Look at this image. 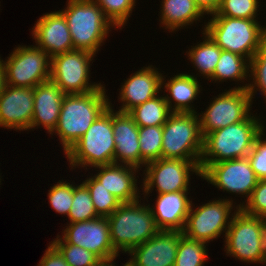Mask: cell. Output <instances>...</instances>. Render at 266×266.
Returning <instances> with one entry per match:
<instances>
[{
    "instance_id": "1",
    "label": "cell",
    "mask_w": 266,
    "mask_h": 266,
    "mask_svg": "<svg viewBox=\"0 0 266 266\" xmlns=\"http://www.w3.org/2000/svg\"><path fill=\"white\" fill-rule=\"evenodd\" d=\"M110 107L105 87L86 94L65 95L56 128L64 153L86 133L92 123Z\"/></svg>"
},
{
    "instance_id": "2",
    "label": "cell",
    "mask_w": 266,
    "mask_h": 266,
    "mask_svg": "<svg viewBox=\"0 0 266 266\" xmlns=\"http://www.w3.org/2000/svg\"><path fill=\"white\" fill-rule=\"evenodd\" d=\"M265 130L260 119L250 116L213 132L203 138V152L199 163L202 171L208 164L246 158L256 137Z\"/></svg>"
},
{
    "instance_id": "3",
    "label": "cell",
    "mask_w": 266,
    "mask_h": 266,
    "mask_svg": "<svg viewBox=\"0 0 266 266\" xmlns=\"http://www.w3.org/2000/svg\"><path fill=\"white\" fill-rule=\"evenodd\" d=\"M135 201L122 203L109 217L110 240L113 248L129 253L160 230L156 226L150 205Z\"/></svg>"
},
{
    "instance_id": "4",
    "label": "cell",
    "mask_w": 266,
    "mask_h": 266,
    "mask_svg": "<svg viewBox=\"0 0 266 266\" xmlns=\"http://www.w3.org/2000/svg\"><path fill=\"white\" fill-rule=\"evenodd\" d=\"M60 12L66 18L77 50L96 54L114 26L94 0H68L66 9Z\"/></svg>"
},
{
    "instance_id": "5",
    "label": "cell",
    "mask_w": 266,
    "mask_h": 266,
    "mask_svg": "<svg viewBox=\"0 0 266 266\" xmlns=\"http://www.w3.org/2000/svg\"><path fill=\"white\" fill-rule=\"evenodd\" d=\"M115 142L112 107L106 109L86 133L69 149L66 157L73 167H96L114 163Z\"/></svg>"
},
{
    "instance_id": "6",
    "label": "cell",
    "mask_w": 266,
    "mask_h": 266,
    "mask_svg": "<svg viewBox=\"0 0 266 266\" xmlns=\"http://www.w3.org/2000/svg\"><path fill=\"white\" fill-rule=\"evenodd\" d=\"M161 158L200 161L203 136L197 113L172 112L163 125Z\"/></svg>"
},
{
    "instance_id": "7",
    "label": "cell",
    "mask_w": 266,
    "mask_h": 266,
    "mask_svg": "<svg viewBox=\"0 0 266 266\" xmlns=\"http://www.w3.org/2000/svg\"><path fill=\"white\" fill-rule=\"evenodd\" d=\"M235 208L225 235L226 254L245 263H266L264 219Z\"/></svg>"
},
{
    "instance_id": "8",
    "label": "cell",
    "mask_w": 266,
    "mask_h": 266,
    "mask_svg": "<svg viewBox=\"0 0 266 266\" xmlns=\"http://www.w3.org/2000/svg\"><path fill=\"white\" fill-rule=\"evenodd\" d=\"M209 21L203 30L222 50L239 54L249 61L257 53L263 29L257 20L212 16Z\"/></svg>"
},
{
    "instance_id": "9",
    "label": "cell",
    "mask_w": 266,
    "mask_h": 266,
    "mask_svg": "<svg viewBox=\"0 0 266 266\" xmlns=\"http://www.w3.org/2000/svg\"><path fill=\"white\" fill-rule=\"evenodd\" d=\"M95 54L74 49L51 57L50 80L65 95L86 94L98 89L101 83L90 84V62Z\"/></svg>"
},
{
    "instance_id": "10",
    "label": "cell",
    "mask_w": 266,
    "mask_h": 266,
    "mask_svg": "<svg viewBox=\"0 0 266 266\" xmlns=\"http://www.w3.org/2000/svg\"><path fill=\"white\" fill-rule=\"evenodd\" d=\"M248 85L231 88L210 102L204 113H198L203 138L217 129L246 120L250 115L252 98Z\"/></svg>"
},
{
    "instance_id": "11",
    "label": "cell",
    "mask_w": 266,
    "mask_h": 266,
    "mask_svg": "<svg viewBox=\"0 0 266 266\" xmlns=\"http://www.w3.org/2000/svg\"><path fill=\"white\" fill-rule=\"evenodd\" d=\"M51 57L37 46H18L4 62L6 85L35 88L50 80Z\"/></svg>"
},
{
    "instance_id": "12",
    "label": "cell",
    "mask_w": 266,
    "mask_h": 266,
    "mask_svg": "<svg viewBox=\"0 0 266 266\" xmlns=\"http://www.w3.org/2000/svg\"><path fill=\"white\" fill-rule=\"evenodd\" d=\"M200 161L158 159L146 163L143 178L145 196L156 187L158 194L189 191L190 172L201 176ZM190 171V172H189Z\"/></svg>"
},
{
    "instance_id": "13",
    "label": "cell",
    "mask_w": 266,
    "mask_h": 266,
    "mask_svg": "<svg viewBox=\"0 0 266 266\" xmlns=\"http://www.w3.org/2000/svg\"><path fill=\"white\" fill-rule=\"evenodd\" d=\"M191 204L182 234L189 239L208 243L217 239L230 226L233 200L218 199L193 209ZM228 221V222H227Z\"/></svg>"
},
{
    "instance_id": "14",
    "label": "cell",
    "mask_w": 266,
    "mask_h": 266,
    "mask_svg": "<svg viewBox=\"0 0 266 266\" xmlns=\"http://www.w3.org/2000/svg\"><path fill=\"white\" fill-rule=\"evenodd\" d=\"M61 238L52 244L77 245L95 254L102 262L112 261L119 254L113 248L110 240V228L107 217H97L89 221L67 224Z\"/></svg>"
},
{
    "instance_id": "15",
    "label": "cell",
    "mask_w": 266,
    "mask_h": 266,
    "mask_svg": "<svg viewBox=\"0 0 266 266\" xmlns=\"http://www.w3.org/2000/svg\"><path fill=\"white\" fill-rule=\"evenodd\" d=\"M201 178L228 193L246 194L247 200L258 182L247 157L208 164L201 171Z\"/></svg>"
},
{
    "instance_id": "16",
    "label": "cell",
    "mask_w": 266,
    "mask_h": 266,
    "mask_svg": "<svg viewBox=\"0 0 266 266\" xmlns=\"http://www.w3.org/2000/svg\"><path fill=\"white\" fill-rule=\"evenodd\" d=\"M181 231L160 230L129 252L127 266H174Z\"/></svg>"
},
{
    "instance_id": "17",
    "label": "cell",
    "mask_w": 266,
    "mask_h": 266,
    "mask_svg": "<svg viewBox=\"0 0 266 266\" xmlns=\"http://www.w3.org/2000/svg\"><path fill=\"white\" fill-rule=\"evenodd\" d=\"M34 88L6 85L0 96V126L29 130L33 116Z\"/></svg>"
},
{
    "instance_id": "18",
    "label": "cell",
    "mask_w": 266,
    "mask_h": 266,
    "mask_svg": "<svg viewBox=\"0 0 266 266\" xmlns=\"http://www.w3.org/2000/svg\"><path fill=\"white\" fill-rule=\"evenodd\" d=\"M32 29L37 47L50 57L74 50L66 18L60 10L41 16Z\"/></svg>"
},
{
    "instance_id": "19",
    "label": "cell",
    "mask_w": 266,
    "mask_h": 266,
    "mask_svg": "<svg viewBox=\"0 0 266 266\" xmlns=\"http://www.w3.org/2000/svg\"><path fill=\"white\" fill-rule=\"evenodd\" d=\"M112 128L114 133V163L140 168L146 162L140 155L139 126L128 113L114 112L112 109ZM119 160V161H118Z\"/></svg>"
},
{
    "instance_id": "20",
    "label": "cell",
    "mask_w": 266,
    "mask_h": 266,
    "mask_svg": "<svg viewBox=\"0 0 266 266\" xmlns=\"http://www.w3.org/2000/svg\"><path fill=\"white\" fill-rule=\"evenodd\" d=\"M162 88V74L152 65L136 71L125 80L121 87L119 112L128 113L134 107L143 104L158 95Z\"/></svg>"
},
{
    "instance_id": "21",
    "label": "cell",
    "mask_w": 266,
    "mask_h": 266,
    "mask_svg": "<svg viewBox=\"0 0 266 266\" xmlns=\"http://www.w3.org/2000/svg\"><path fill=\"white\" fill-rule=\"evenodd\" d=\"M65 94L52 80L34 88L33 116L29 129L42 125L50 134L57 126Z\"/></svg>"
},
{
    "instance_id": "22",
    "label": "cell",
    "mask_w": 266,
    "mask_h": 266,
    "mask_svg": "<svg viewBox=\"0 0 266 266\" xmlns=\"http://www.w3.org/2000/svg\"><path fill=\"white\" fill-rule=\"evenodd\" d=\"M95 168H99L100 171L93 177L122 203L139 200L140 196H138L139 191L135 177V172H138L139 168L126 164L121 165V163L100 165Z\"/></svg>"
},
{
    "instance_id": "23",
    "label": "cell",
    "mask_w": 266,
    "mask_h": 266,
    "mask_svg": "<svg viewBox=\"0 0 266 266\" xmlns=\"http://www.w3.org/2000/svg\"><path fill=\"white\" fill-rule=\"evenodd\" d=\"M188 191L158 194L151 211L159 230L183 231L192 201Z\"/></svg>"
},
{
    "instance_id": "24",
    "label": "cell",
    "mask_w": 266,
    "mask_h": 266,
    "mask_svg": "<svg viewBox=\"0 0 266 266\" xmlns=\"http://www.w3.org/2000/svg\"><path fill=\"white\" fill-rule=\"evenodd\" d=\"M165 76H162V88L163 85L166 88L165 91L169 92L170 97L165 95V100L168 104L169 110L175 113H197L191 106L193 100L200 93L199 81L195 75L190 74H178L174 77L168 79L164 83ZM172 100L175 101L174 106L172 105ZM173 107V108H172Z\"/></svg>"
},
{
    "instance_id": "25",
    "label": "cell",
    "mask_w": 266,
    "mask_h": 266,
    "mask_svg": "<svg viewBox=\"0 0 266 266\" xmlns=\"http://www.w3.org/2000/svg\"><path fill=\"white\" fill-rule=\"evenodd\" d=\"M161 22L169 32L191 25L204 13L194 0H162Z\"/></svg>"
},
{
    "instance_id": "26",
    "label": "cell",
    "mask_w": 266,
    "mask_h": 266,
    "mask_svg": "<svg viewBox=\"0 0 266 266\" xmlns=\"http://www.w3.org/2000/svg\"><path fill=\"white\" fill-rule=\"evenodd\" d=\"M171 113L162 95H157L128 112L139 127L164 125Z\"/></svg>"
},
{
    "instance_id": "27",
    "label": "cell",
    "mask_w": 266,
    "mask_h": 266,
    "mask_svg": "<svg viewBox=\"0 0 266 266\" xmlns=\"http://www.w3.org/2000/svg\"><path fill=\"white\" fill-rule=\"evenodd\" d=\"M205 39L189 49L188 57L198 72L209 78L213 75L219 61L222 49L203 31Z\"/></svg>"
},
{
    "instance_id": "28",
    "label": "cell",
    "mask_w": 266,
    "mask_h": 266,
    "mask_svg": "<svg viewBox=\"0 0 266 266\" xmlns=\"http://www.w3.org/2000/svg\"><path fill=\"white\" fill-rule=\"evenodd\" d=\"M250 61L236 53L222 50L219 61L213 75L209 78L212 81L238 80L243 82L248 78Z\"/></svg>"
},
{
    "instance_id": "29",
    "label": "cell",
    "mask_w": 266,
    "mask_h": 266,
    "mask_svg": "<svg viewBox=\"0 0 266 266\" xmlns=\"http://www.w3.org/2000/svg\"><path fill=\"white\" fill-rule=\"evenodd\" d=\"M82 183L88 188L93 206L99 217H109L122 204L93 176Z\"/></svg>"
},
{
    "instance_id": "30",
    "label": "cell",
    "mask_w": 266,
    "mask_h": 266,
    "mask_svg": "<svg viewBox=\"0 0 266 266\" xmlns=\"http://www.w3.org/2000/svg\"><path fill=\"white\" fill-rule=\"evenodd\" d=\"M205 244L182 235L179 239L174 266H204L208 257Z\"/></svg>"
},
{
    "instance_id": "31",
    "label": "cell",
    "mask_w": 266,
    "mask_h": 266,
    "mask_svg": "<svg viewBox=\"0 0 266 266\" xmlns=\"http://www.w3.org/2000/svg\"><path fill=\"white\" fill-rule=\"evenodd\" d=\"M97 217L99 216L93 206L88 188L83 183L79 186L73 184V201L68 214L70 223L89 221Z\"/></svg>"
},
{
    "instance_id": "32",
    "label": "cell",
    "mask_w": 266,
    "mask_h": 266,
    "mask_svg": "<svg viewBox=\"0 0 266 266\" xmlns=\"http://www.w3.org/2000/svg\"><path fill=\"white\" fill-rule=\"evenodd\" d=\"M140 155L146 162L161 159L163 125L139 127Z\"/></svg>"
},
{
    "instance_id": "33",
    "label": "cell",
    "mask_w": 266,
    "mask_h": 266,
    "mask_svg": "<svg viewBox=\"0 0 266 266\" xmlns=\"http://www.w3.org/2000/svg\"><path fill=\"white\" fill-rule=\"evenodd\" d=\"M103 10L106 18L116 28L124 26L132 14L136 0H94Z\"/></svg>"
},
{
    "instance_id": "34",
    "label": "cell",
    "mask_w": 266,
    "mask_h": 266,
    "mask_svg": "<svg viewBox=\"0 0 266 266\" xmlns=\"http://www.w3.org/2000/svg\"><path fill=\"white\" fill-rule=\"evenodd\" d=\"M258 0H222L219 9L212 16H228L256 20L260 5Z\"/></svg>"
},
{
    "instance_id": "35",
    "label": "cell",
    "mask_w": 266,
    "mask_h": 266,
    "mask_svg": "<svg viewBox=\"0 0 266 266\" xmlns=\"http://www.w3.org/2000/svg\"><path fill=\"white\" fill-rule=\"evenodd\" d=\"M70 266H98L102 261L92 252L77 245L53 244Z\"/></svg>"
},
{
    "instance_id": "36",
    "label": "cell",
    "mask_w": 266,
    "mask_h": 266,
    "mask_svg": "<svg viewBox=\"0 0 266 266\" xmlns=\"http://www.w3.org/2000/svg\"><path fill=\"white\" fill-rule=\"evenodd\" d=\"M48 191V200L52 208L57 213L68 216L73 201V184L59 180Z\"/></svg>"
},
{
    "instance_id": "37",
    "label": "cell",
    "mask_w": 266,
    "mask_h": 266,
    "mask_svg": "<svg viewBox=\"0 0 266 266\" xmlns=\"http://www.w3.org/2000/svg\"><path fill=\"white\" fill-rule=\"evenodd\" d=\"M244 204V205H243ZM244 213L266 219V180H258L251 196L237 205Z\"/></svg>"
},
{
    "instance_id": "38",
    "label": "cell",
    "mask_w": 266,
    "mask_h": 266,
    "mask_svg": "<svg viewBox=\"0 0 266 266\" xmlns=\"http://www.w3.org/2000/svg\"><path fill=\"white\" fill-rule=\"evenodd\" d=\"M264 130L256 137L247 158L258 180H266V138Z\"/></svg>"
},
{
    "instance_id": "39",
    "label": "cell",
    "mask_w": 266,
    "mask_h": 266,
    "mask_svg": "<svg viewBox=\"0 0 266 266\" xmlns=\"http://www.w3.org/2000/svg\"><path fill=\"white\" fill-rule=\"evenodd\" d=\"M250 69L248 77L253 78V84L250 83L247 87L250 97L254 98L253 96L259 90L266 98V63H250Z\"/></svg>"
},
{
    "instance_id": "40",
    "label": "cell",
    "mask_w": 266,
    "mask_h": 266,
    "mask_svg": "<svg viewBox=\"0 0 266 266\" xmlns=\"http://www.w3.org/2000/svg\"><path fill=\"white\" fill-rule=\"evenodd\" d=\"M38 266H70L59 252V250L51 243L49 244L44 256Z\"/></svg>"
},
{
    "instance_id": "41",
    "label": "cell",
    "mask_w": 266,
    "mask_h": 266,
    "mask_svg": "<svg viewBox=\"0 0 266 266\" xmlns=\"http://www.w3.org/2000/svg\"><path fill=\"white\" fill-rule=\"evenodd\" d=\"M250 63H266V26H263L257 53L251 58Z\"/></svg>"
},
{
    "instance_id": "42",
    "label": "cell",
    "mask_w": 266,
    "mask_h": 266,
    "mask_svg": "<svg viewBox=\"0 0 266 266\" xmlns=\"http://www.w3.org/2000/svg\"><path fill=\"white\" fill-rule=\"evenodd\" d=\"M201 11L205 14H214L220 7L222 0H194Z\"/></svg>"
},
{
    "instance_id": "43",
    "label": "cell",
    "mask_w": 266,
    "mask_h": 266,
    "mask_svg": "<svg viewBox=\"0 0 266 266\" xmlns=\"http://www.w3.org/2000/svg\"><path fill=\"white\" fill-rule=\"evenodd\" d=\"M5 86H6V78H5L4 61L1 60L0 57V96L3 93Z\"/></svg>"
},
{
    "instance_id": "44",
    "label": "cell",
    "mask_w": 266,
    "mask_h": 266,
    "mask_svg": "<svg viewBox=\"0 0 266 266\" xmlns=\"http://www.w3.org/2000/svg\"><path fill=\"white\" fill-rule=\"evenodd\" d=\"M114 260L112 261H107V262H101L98 266H115L113 264ZM123 266H127L126 263Z\"/></svg>"
},
{
    "instance_id": "45",
    "label": "cell",
    "mask_w": 266,
    "mask_h": 266,
    "mask_svg": "<svg viewBox=\"0 0 266 266\" xmlns=\"http://www.w3.org/2000/svg\"><path fill=\"white\" fill-rule=\"evenodd\" d=\"M264 235H265V246H266V219H264Z\"/></svg>"
}]
</instances>
